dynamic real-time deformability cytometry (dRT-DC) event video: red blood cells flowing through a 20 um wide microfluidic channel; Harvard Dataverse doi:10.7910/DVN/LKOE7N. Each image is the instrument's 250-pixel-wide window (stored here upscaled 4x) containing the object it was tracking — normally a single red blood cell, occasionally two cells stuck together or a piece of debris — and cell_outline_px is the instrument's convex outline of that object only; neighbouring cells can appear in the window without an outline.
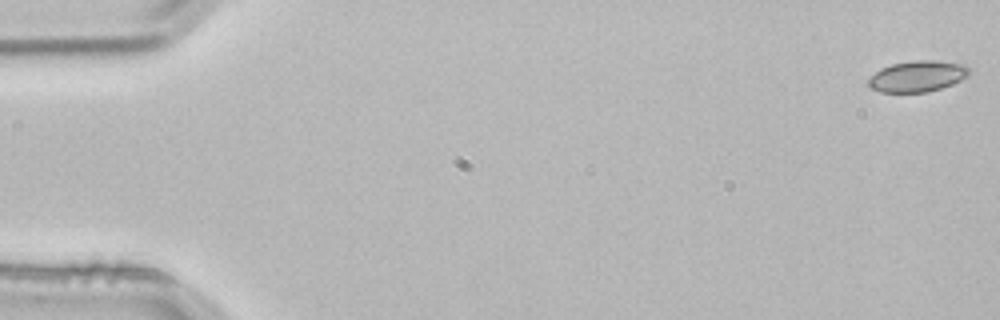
{"species": "common noctule bat (a hibernating species)", "species_latin": "Nyctalus noctula", "temperature_condition": "room temperature", "stored_images_in_passage": 4, "camera_frame_rate_fps": 3000, "um_per_image_px": 0.085, "animal": {"sex": "male", "body_mass_g": 21.5, "forearm_length_mm": 52.0}, "frame": {"image": 1, "passage_image": 1, "time_ms": 0.0, "image_size_px": [1000, 320], "cell_outline_px": [[972, 72], [968, 76], [952, 84], [928, 92], [880, 92], [872, 88], [868, 84], [868, 80], [880, 68], [892, 64], [916, 60], [932, 60], [964, 64]], "centroid_in_image_um": [78.01, 6.48], "position_along_channel_um": 7.0, "area_um2": 18.15}}
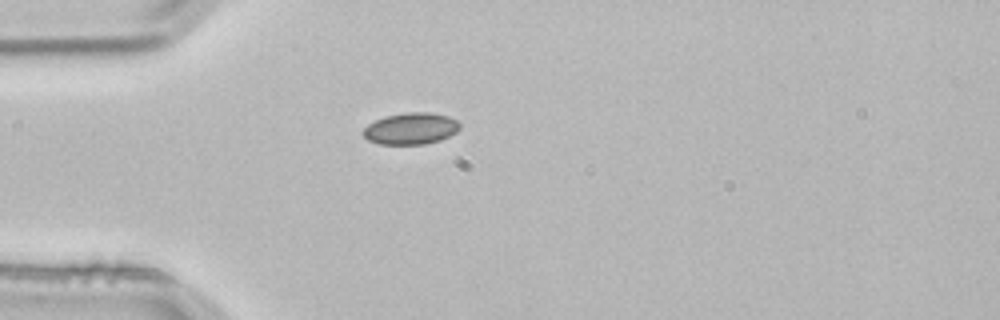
{"frame": {"image": 2, "passage_image": 4, "time_ms": 1.0, "image_size_px": [1000, 320], "cell_outline_px": [[460, 128], [456, 132], [440, 140], [424, 144], [380, 144], [368, 140], [360, 132], [368, 124], [384, 116], [404, 112], [432, 112], [448, 116], [456, 120], [460, 124]], "centroid_in_image_um": [34.9, 10.92], "position_along_channel_um": 50.1, "area_um2": 17.92}}